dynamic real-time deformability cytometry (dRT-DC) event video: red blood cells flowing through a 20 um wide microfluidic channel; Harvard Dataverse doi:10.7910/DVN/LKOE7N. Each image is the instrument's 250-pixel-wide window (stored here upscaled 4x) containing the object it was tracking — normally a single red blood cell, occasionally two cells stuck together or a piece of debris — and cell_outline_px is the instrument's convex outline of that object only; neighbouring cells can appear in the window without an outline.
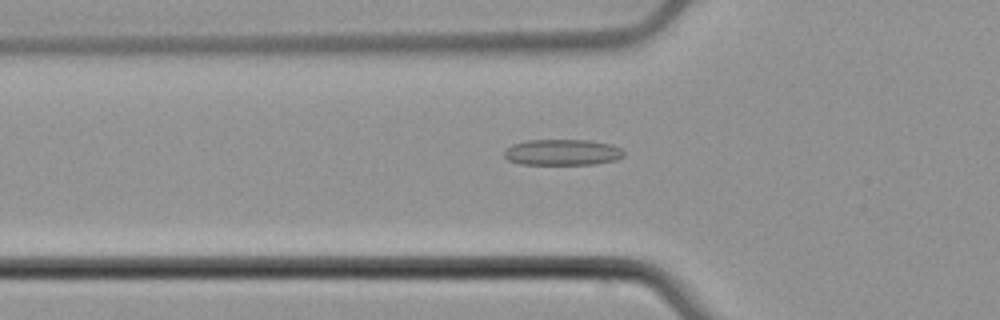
{"species": "common noctule bat (a hibernating species)", "species_latin": "Nyctalus noctula", "temperature_condition": "cold", "stored_images_in_passage": 52, "camera_frame_rate_fps": 3000, "um_per_image_px": 0.085, "animal": {"sex": "male", "body_mass_g": 21.5, "forearm_length_mm": 52.0}, "frame": {"image": 1, "passage_image": 18, "time_ms": 5.667, "image_size_px": [1000, 320], "cell_outline_px": [[624, 156], [616, 160], [596, 164], [520, 164], [508, 160], [504, 156], [504, 148], [512, 144], [528, 140], [588, 140], [612, 144], [620, 148], [624, 152]], "centroid_in_image_um": [47.79, 12.94], "position_along_channel_um": 78.0, "area_um2": 18.26}}
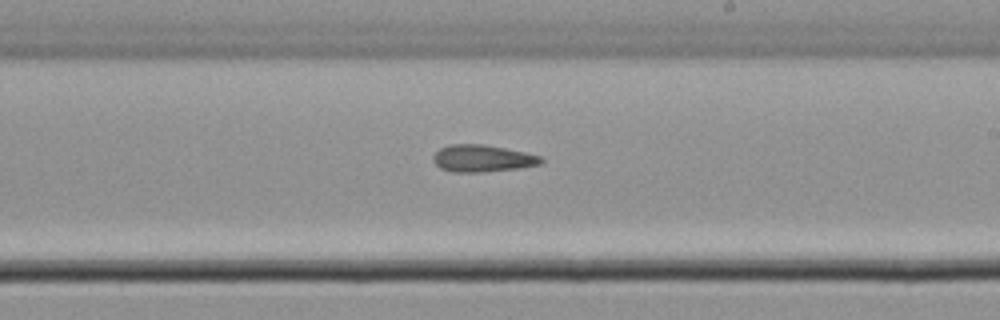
{"frame": {"image": 2, "passage_image": 31, "time_ms": 10.0, "image_size_px": [1000, 320], "cell_outline_px": [[544, 160], [540, 164], [516, 168], [480, 172], [452, 172], [440, 168], [432, 160], [432, 156], [440, 148], [452, 144], [484, 144], [524, 152], [540, 156]], "centroid_in_image_um": [40.96, 13.46], "position_along_channel_um": 248.0, "area_um2": 16.82}}
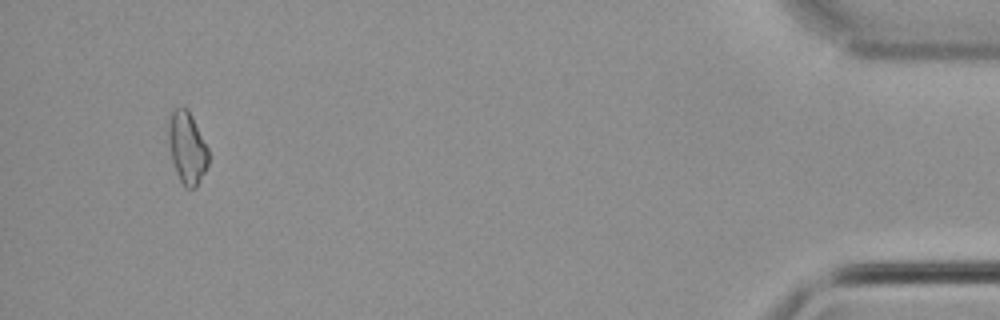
{"frame": {"image": 3, "passage_image": 50, "time_ms": 16.333, "image_size_px": [1000, 320], "cell_outline_px": [[208, 164], [196, 188], [184, 188], [180, 180], [172, 160], [168, 140], [168, 116], [172, 108], [188, 108], [208, 148]], "centroid_in_image_um": [15.88, 12.53], "position_along_channel_um": 419.3, "area_um2": 16.82}}